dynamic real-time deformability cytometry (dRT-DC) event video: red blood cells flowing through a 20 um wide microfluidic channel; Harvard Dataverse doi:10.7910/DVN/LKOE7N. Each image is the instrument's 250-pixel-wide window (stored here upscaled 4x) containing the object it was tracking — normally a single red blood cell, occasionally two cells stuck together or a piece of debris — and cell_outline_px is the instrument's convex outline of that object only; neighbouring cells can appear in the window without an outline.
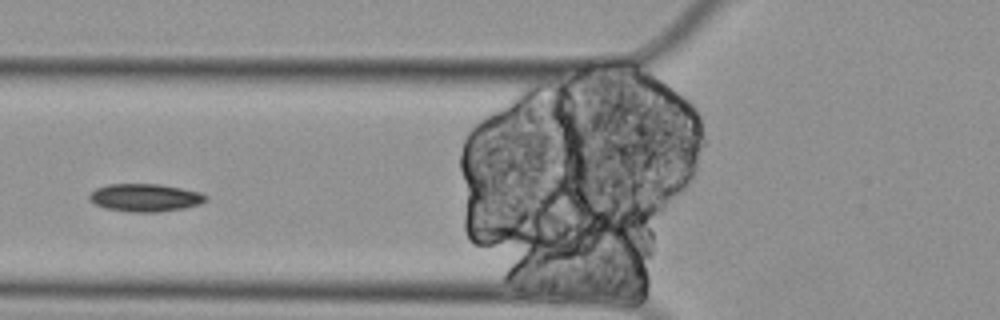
{"species": "Egyptian fruit bat (a non-hibernating species)", "species_latin": "Rousettus aegyptiacus", "temperature_condition": "cold", "stored_images_in_passage": 9, "camera_frame_rate_fps": 3000, "um_per_image_px": 0.085, "animal": {"sex": "female"}, "frame": {"image": 1, "passage_image": 4, "time_ms": 1.0, "image_size_px": [1000, 320], "cell_outline_px": [[208, 200], [200, 204], [184, 208], [160, 212], [128, 212], [104, 208], [92, 204], [88, 200], [88, 196], [96, 188], [108, 184], [160, 184], [200, 192], [208, 196]], "centroid_in_image_um": [12.31, 16.81], "position_along_channel_um": 113.5, "area_um2": 19.13}}
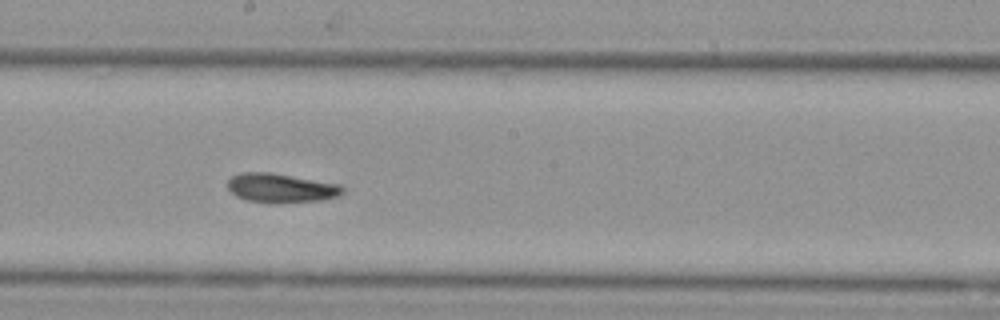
{"frame": {"image": 2, "passage_image": 7, "time_ms": 2.0, "image_size_px": [1000, 320], "cell_outline_px": [[344, 192], [336, 196], [324, 200], [280, 204], [276, 204], [248, 200], [236, 196], [228, 188], [228, 180], [232, 176], [240, 172], [268, 172], [340, 184], [344, 188]], "centroid_in_image_um": [23.89, 15.99], "position_along_channel_um": 224.3, "area_um2": 19.65}}
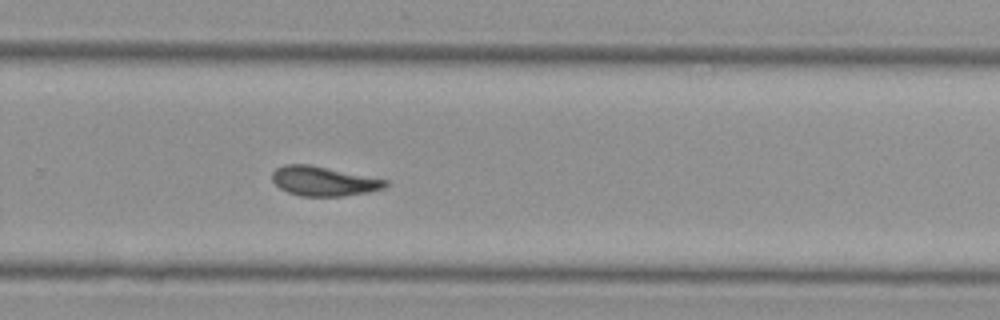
{"frame": {"image": 3, "passage_image": 9, "time_ms": 2.667, "image_size_px": [1000, 320], "cell_outline_px": [[388, 184], [384, 188], [368, 192], [344, 196], [300, 196], [288, 192], [280, 188], [272, 180], [272, 172], [276, 168], [284, 164], [308, 164], [388, 180]], "centroid_in_image_um": [27.49, 15.4], "position_along_channel_um": 302.3, "area_um2": 19.36}}